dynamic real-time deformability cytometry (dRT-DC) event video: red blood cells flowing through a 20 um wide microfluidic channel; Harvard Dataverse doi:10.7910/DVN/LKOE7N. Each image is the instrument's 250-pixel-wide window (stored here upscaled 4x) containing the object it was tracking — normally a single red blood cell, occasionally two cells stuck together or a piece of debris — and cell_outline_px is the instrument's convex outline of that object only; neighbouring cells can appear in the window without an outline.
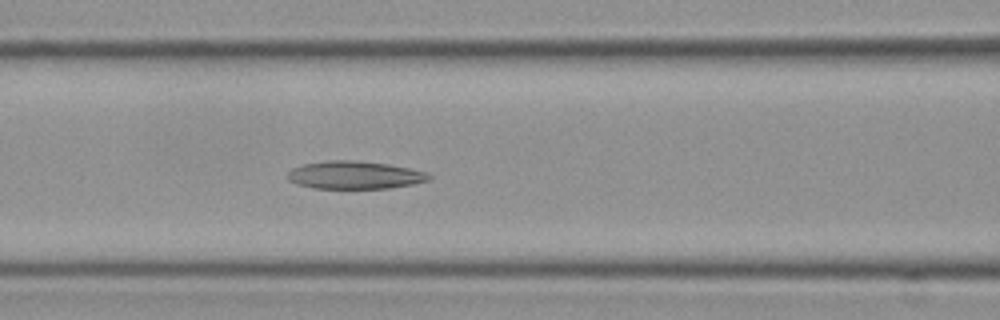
{"species": "Egyptian fruit bat (a non-hibernating species)", "species_latin": "Rousettus aegyptiacus", "temperature_condition": "cold", "stored_images_in_passage": 42, "camera_frame_rate_fps": 3000, "um_per_image_px": 0.085, "frame": {"image": 1, "passage_image": 9, "time_ms": 2.667, "image_size_px": [1000, 320], "cell_outline_px": [[432, 176], [428, 180], [412, 184], [388, 188], [312, 188], [296, 184], [288, 180], [288, 172], [292, 168], [304, 164], [328, 160], [348, 160], [388, 164], [428, 172]], "centroid_in_image_um": [30.13, 14.88], "position_along_channel_um": 136.5, "area_um2": 22.77}}
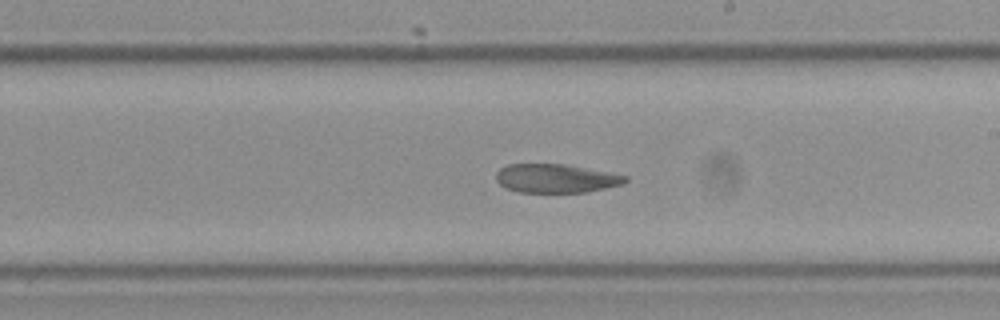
{"frame": {"image": 2, "passage_image": 18, "time_ms": 5.667, "image_size_px": [1000, 320], "cell_outline_px": [[628, 180], [624, 184], [584, 192], [520, 192], [504, 188], [496, 180], [496, 172], [500, 168], [508, 164], [564, 164], [628, 176]], "centroid_in_image_um": [47.22, 15.16], "position_along_channel_um": 241.8, "area_um2": 21.5}}
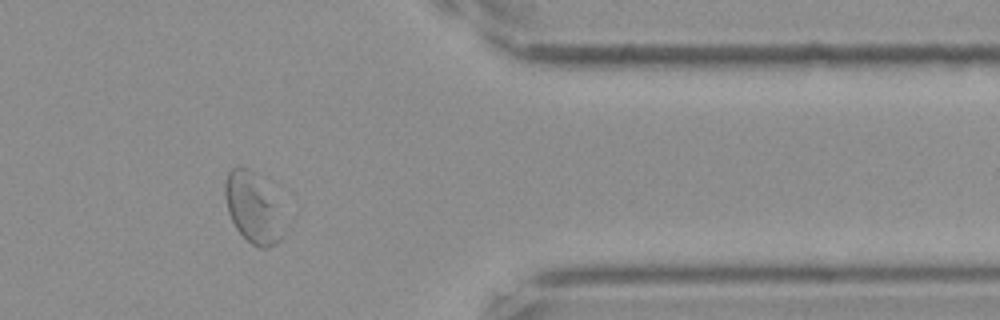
{"frame": {"image": 3, "passage_image": 32, "time_ms": 10.333, "image_size_px": [1000, 320], "cell_outline_px": [[284, 236], [276, 244], [268, 248], [260, 248], [252, 244], [236, 228], [228, 212], [224, 196], [224, 180], [228, 172], [232, 168], [240, 164], [256, 172]], "centroid_in_image_um": [21.33, 17.66], "position_along_channel_um": 390.1, "area_um2": 22.25}}